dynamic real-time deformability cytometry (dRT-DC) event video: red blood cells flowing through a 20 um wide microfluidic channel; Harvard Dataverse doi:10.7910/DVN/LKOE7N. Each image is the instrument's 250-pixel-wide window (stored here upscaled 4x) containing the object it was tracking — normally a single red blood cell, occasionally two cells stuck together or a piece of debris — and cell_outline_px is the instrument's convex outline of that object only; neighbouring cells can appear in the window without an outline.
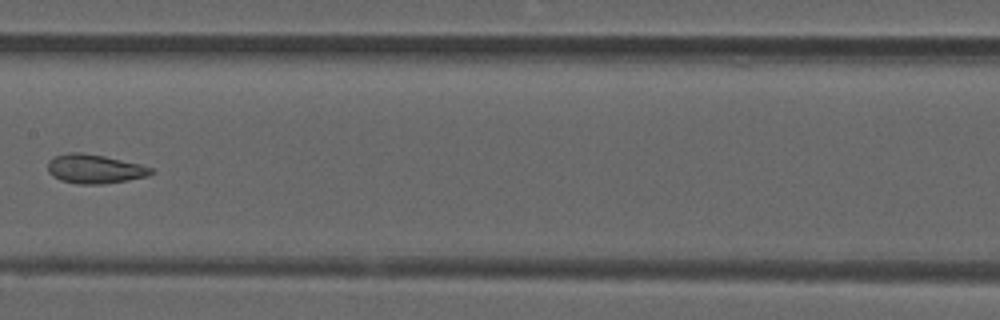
{"species": "common noctule bat (a hibernating species)", "species_latin": "Nyctalus noctula", "temperature_condition": "room temperature", "stored_images_in_passage": 8, "camera_frame_rate_fps": 3000, "um_per_image_px": 0.085, "animal": {"sex": "male", "forearm_length_mm": 52.5}, "frame": {"image": 1, "passage_image": 7, "time_ms": 2.0, "image_size_px": [1000, 320], "cell_outline_px": [[156, 172], [148, 176], [128, 180], [104, 184], [76, 184], [60, 180], [52, 176], [48, 172], [48, 160], [56, 156], [68, 152], [80, 152], [104, 156], [140, 164], [152, 168]], "centroid_in_image_um": [8.04, 14.36], "position_along_channel_um": 199.4, "area_um2": 17.63}}
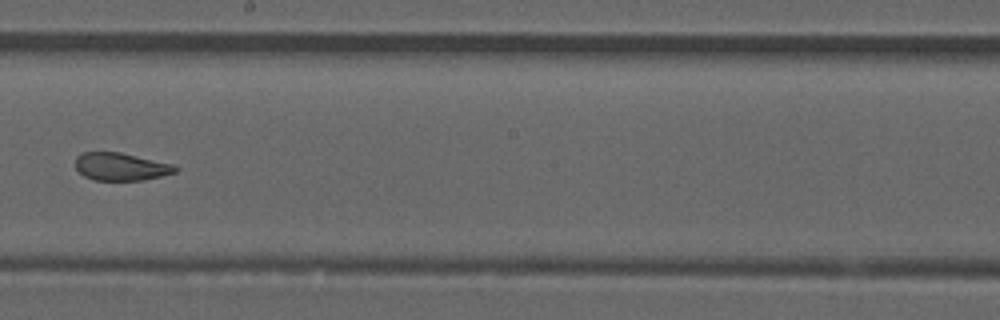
{"frame": {"image": 2, "passage_image": 8, "time_ms": 2.333, "image_size_px": [1000, 320], "cell_outline_px": [[180, 168], [176, 172], [160, 176], [140, 180], [96, 180], [84, 176], [76, 168], [76, 156], [84, 152], [120, 152], [176, 164]], "centroid_in_image_um": [10.32, 14.15], "position_along_channel_um": 237.9, "area_um2": 16.18}}